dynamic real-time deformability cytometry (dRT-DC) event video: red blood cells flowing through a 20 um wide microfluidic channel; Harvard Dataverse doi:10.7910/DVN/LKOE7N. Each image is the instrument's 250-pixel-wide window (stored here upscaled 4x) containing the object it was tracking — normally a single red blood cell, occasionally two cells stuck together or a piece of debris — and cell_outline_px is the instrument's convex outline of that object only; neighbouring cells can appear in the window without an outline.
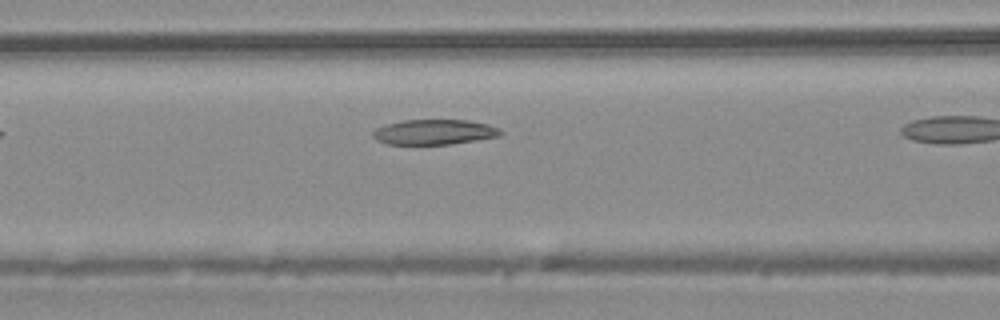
{"species": "common noctule bat (a hibernating species)", "species_latin": "Nyctalus noctula", "temperature_condition": "warm", "stored_images_in_passage": 5, "camera_frame_rate_fps": 3000, "um_per_image_px": 0.085, "animal": {"sex": "male", "body_mass_g": 20.4}, "frame": {"image": 1, "passage_image": 3, "time_ms": 0.667, "image_size_px": [1000, 320], "cell_outline_px": [[504, 132], [500, 136], [452, 144], [384, 144], [376, 140], [372, 136], [372, 132], [376, 128], [388, 124], [404, 120], [468, 120], [488, 124], [500, 128]], "centroid_in_image_um": [36.93, 11.22], "position_along_channel_um": 129.7, "area_um2": 18.79}}